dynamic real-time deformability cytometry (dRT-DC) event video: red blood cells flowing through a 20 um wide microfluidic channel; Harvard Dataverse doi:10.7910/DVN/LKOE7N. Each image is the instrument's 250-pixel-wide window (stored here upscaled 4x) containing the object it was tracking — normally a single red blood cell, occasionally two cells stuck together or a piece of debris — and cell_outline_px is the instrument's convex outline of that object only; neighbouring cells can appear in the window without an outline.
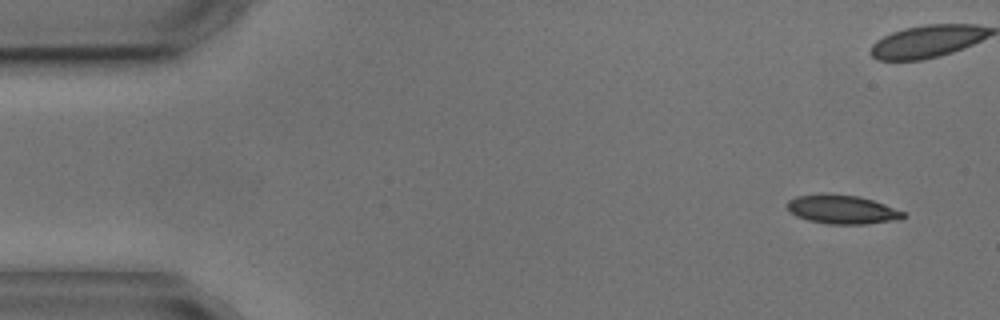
{"species": "common noctule bat (a hibernating species)", "species_latin": "Nyctalus noctula", "temperature_condition": "cold", "stored_images_in_passage": 2, "camera_frame_rate_fps": 3000, "um_per_image_px": 0.085, "animal": {"sex": "male", "body_mass_g": 17.9, "forearm_length_mm": 54.2}, "frame": {"image": 1, "passage_image": 2, "time_ms": 1.333, "image_size_px": [1000, 320], "cell_outline_px": [[908, 216], [896, 220], [868, 224], [828, 224], [808, 220], [796, 216], [788, 212], [788, 200], [796, 196], [860, 196], [884, 204], [904, 212]], "centroid_in_image_um": [71.62, 17.85], "position_along_channel_um": 13.4, "area_um2": 18.9}}